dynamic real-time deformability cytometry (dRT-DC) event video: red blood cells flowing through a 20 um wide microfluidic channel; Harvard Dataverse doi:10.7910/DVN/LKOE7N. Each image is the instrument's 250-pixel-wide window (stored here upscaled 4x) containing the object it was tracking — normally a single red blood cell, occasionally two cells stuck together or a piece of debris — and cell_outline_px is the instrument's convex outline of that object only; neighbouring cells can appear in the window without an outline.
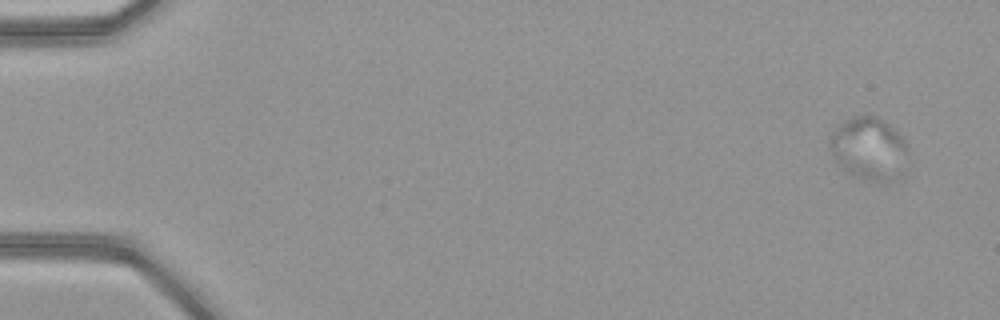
{"species": "common noctule bat (a hibernating species)", "species_latin": "Nyctalus noctula", "temperature_condition": "warm", "stored_images_in_passage": 52, "segment_of_instrument_passage": [1, 2], "camera_frame_rate_fps": 3000, "um_per_image_px": 0.085, "animal": {"sex": "female", "body_mass_g": 21.9}, "frame": {"image": 1, "passage_image": 1, "time_ms": 0.0, "image_size_px": [1000, 320], "cell_outline_px": [[908, 172], [892, 180], [864, 180], [844, 168], [836, 160], [828, 148], [828, 140], [836, 128], [844, 120], [852, 116], [876, 116], [884, 120], [904, 140], [908, 164]], "centroid_in_image_um": [73.88, 12.63], "position_along_channel_um": 11.1, "area_um2": 28.44}}
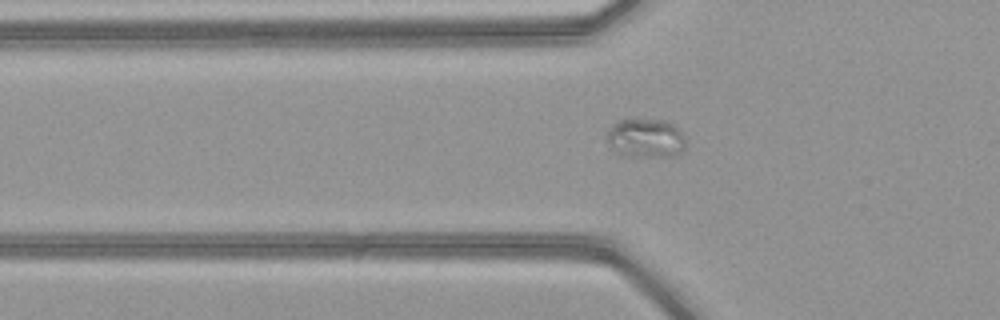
{"frame": {"image": 2, "passage_image": 17, "time_ms": 5.333, "image_size_px": [1000, 320], "cell_outline_px": [[684, 152], [676, 156], [620, 156], [604, 140], [608, 128], [612, 124], [628, 116], [664, 120], [676, 124], [684, 136]], "centroid_in_image_um": [54.84, 11.7], "position_along_channel_um": 71.0, "area_um2": 18.96}}